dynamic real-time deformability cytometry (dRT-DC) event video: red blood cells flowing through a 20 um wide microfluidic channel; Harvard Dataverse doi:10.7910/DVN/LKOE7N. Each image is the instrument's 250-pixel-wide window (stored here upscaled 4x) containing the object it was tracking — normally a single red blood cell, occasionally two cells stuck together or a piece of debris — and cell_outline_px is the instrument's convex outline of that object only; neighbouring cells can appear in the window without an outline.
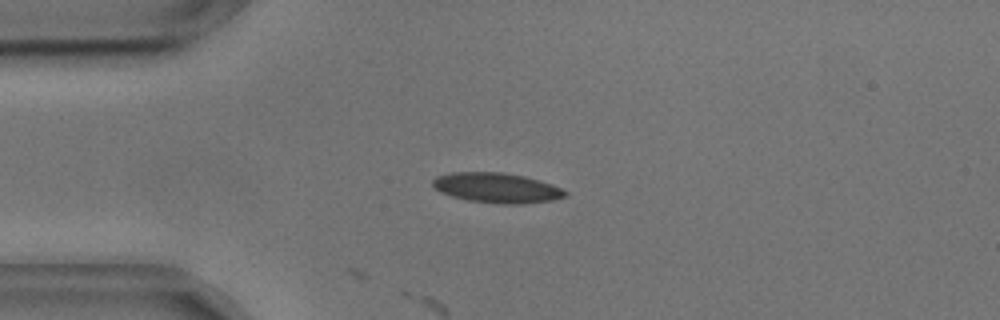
{"species": "common noctule bat (a hibernating species)", "species_latin": "Nyctalus noctula", "temperature_condition": "cold", "stored_images_in_passage": 48, "camera_frame_rate_fps": 3000, "um_per_image_px": 0.085, "animal": {"sex": "male", "body_mass_g": 17.9, "forearm_length_mm": 54.2}, "frame": {"image": 1, "passage_image": 6, "time_ms": 1.667, "image_size_px": [1000, 320], "cell_outline_px": [[564, 192], [560, 196], [536, 200], [484, 200], [460, 196], [448, 192], [440, 188], [436, 184], [436, 180], [448, 176], [512, 176], [532, 180], [556, 188]], "centroid_in_image_um": [42.28, 15.98], "position_along_channel_um": 42.7, "area_um2": 17.17}}
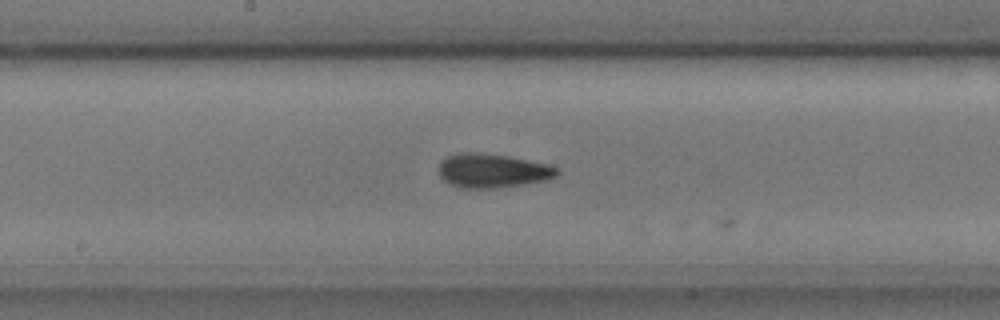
{"frame": {"image": 2, "passage_image": 21, "time_ms": 6.667, "image_size_px": [1000, 320], "cell_outline_px": [[556, 172], [548, 176], [524, 180], [484, 184], [468, 184], [452, 180], [444, 172], [444, 164], [448, 160], [464, 156], [480, 156], [516, 160], [552, 168]], "centroid_in_image_um": [41.87, 14.47], "position_along_channel_um": 206.3, "area_um2": 16.36}}
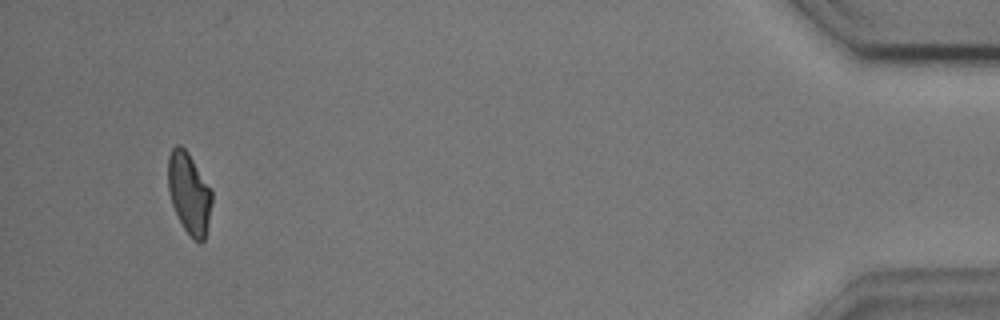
{"frame": {"image": 3, "passage_image": 45, "time_ms": 14.667, "image_size_px": [1000, 320], "cell_outline_px": [[212, 196], [204, 236], [200, 240], [196, 240], [188, 232], [172, 200], [168, 180], [168, 164], [172, 152], [176, 148], [184, 148], [212, 192]], "centroid_in_image_um": [16.08, 16.39], "position_along_channel_um": 419.1, "area_um2": 18.55}, "authors_computed_cell_mechanics": {"area_um2": 17.4556, "velocity_mm_per_s": 3.6173, "shape_relaxation_time_tau1_ms": null, "shape_relaxation_time_tau2_ms": 5.2997, "deformation_change_tau1": null, "deformation_change_tau2": 0.1408}}